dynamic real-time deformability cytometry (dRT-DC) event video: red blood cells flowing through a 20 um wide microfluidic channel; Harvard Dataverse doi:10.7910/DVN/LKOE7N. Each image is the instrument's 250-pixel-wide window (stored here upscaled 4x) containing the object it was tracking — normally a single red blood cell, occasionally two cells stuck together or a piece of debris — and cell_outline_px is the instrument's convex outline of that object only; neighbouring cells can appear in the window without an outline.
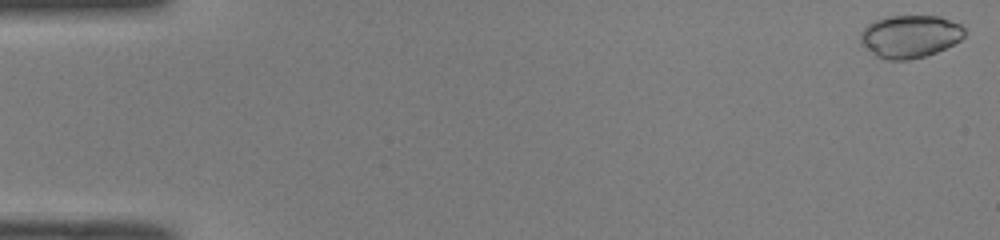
{"species": "common noctule bat (a hibernating species)", "species_latin": "Nyctalus noctula", "temperature_condition": "room temperature", "stored_images_in_passage": 15, "camera_frame_rate_fps": 3000, "um_per_image_px": 0.085, "animal": {"sex": "male", "body_mass_g": 19.0, "forearm_length_mm": 50.8}, "frame": {"image": 1, "passage_image": 1, "time_ms": 0.0, "image_size_px": [1000, 240], "cell_outline_px": [[964, 36], [960, 40], [936, 52], [924, 56], [908, 60], [888, 60], [876, 56], [860, 44], [860, 32], [868, 24], [876, 20], [888, 16], [940, 16], [960, 24], [964, 28]], "centroid_in_image_um": [77.32, 3.09], "position_along_channel_um": 7.7, "area_um2": 25.84}}
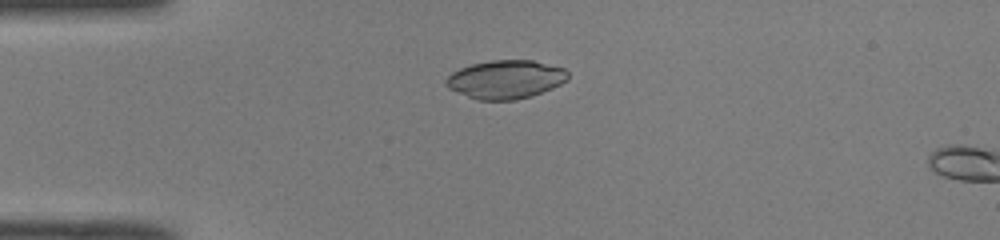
{"frame": {"image": 2, "passage_image": 13, "time_ms": 4.0, "image_size_px": [1000, 240], "cell_outline_px": [[568, 80], [552, 88], [532, 96], [516, 100], [480, 100], [468, 96], [448, 88], [444, 80], [452, 72], [460, 68], [472, 64], [492, 60], [532, 60], [564, 68], [568, 72]], "centroid_in_image_um": [42.99, 6.75], "position_along_channel_um": 42.0, "area_um2": 27.28}}